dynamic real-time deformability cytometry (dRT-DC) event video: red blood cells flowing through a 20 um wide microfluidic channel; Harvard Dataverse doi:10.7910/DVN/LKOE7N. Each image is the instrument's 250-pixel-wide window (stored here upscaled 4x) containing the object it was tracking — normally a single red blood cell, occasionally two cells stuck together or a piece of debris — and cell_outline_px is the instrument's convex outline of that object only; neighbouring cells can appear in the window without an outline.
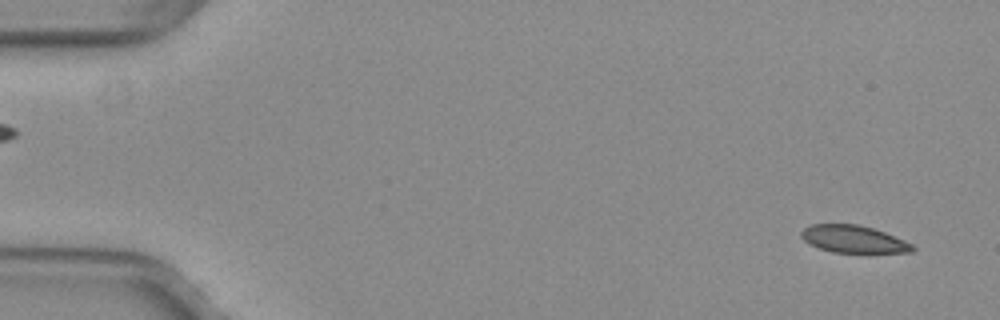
{"species": "common noctule bat (a hibernating species)", "species_latin": "Nyctalus noctula", "temperature_condition": "warm", "stored_images_in_passage": 52, "camera_frame_rate_fps": 3000, "um_per_image_px": 0.085, "animal": {"sex": "female", "body_mass_g": 29.2, "forearm_length_mm": 56.3}, "frame": {"image": 1, "passage_image": 3, "time_ms": 0.667, "image_size_px": [1000, 320], "cell_outline_px": [[916, 248], [912, 252], [832, 252], [820, 248], [804, 240], [800, 236], [800, 232], [804, 228], [812, 224], [856, 224], [872, 228], [884, 232], [904, 240], [912, 244]], "centroid_in_image_um": [72.54, 20.32], "position_along_channel_um": 12.5, "area_um2": 17.46}}
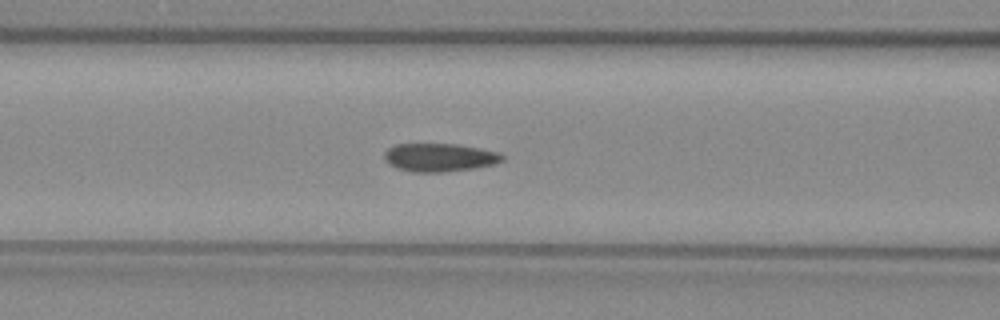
{"frame": {"image": 2, "passage_image": 22, "time_ms": 7.0, "image_size_px": [1000, 320], "cell_outline_px": [[504, 160], [496, 164], [472, 168], [444, 172], [412, 172], [396, 168], [388, 164], [384, 160], [384, 152], [388, 148], [396, 144], [456, 144], [480, 148], [500, 152], [504, 156]], "centroid_in_image_um": [37.35, 13.38], "position_along_channel_um": 129.2, "area_um2": 19.59}}
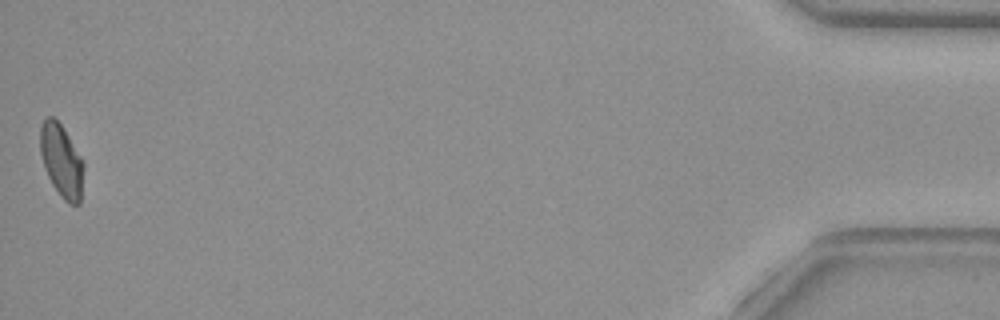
{"frame": {"image": 3, "passage_image": 52, "time_ms": 17.0, "image_size_px": [1000, 320], "cell_outline_px": [[84, 168], [80, 204], [68, 204], [60, 196], [52, 184], [44, 168], [40, 152], [40, 128], [44, 120], [48, 116], [52, 116], [60, 124], [84, 160]], "centroid_in_image_um": [5.24, 13.69], "position_along_channel_um": 430.0, "area_um2": 18.5}, "authors_computed_cell_mechanics": {"area_um2": 19.3052, "velocity_mm_per_s": 3.9925, "shape_relaxation_time_tau1_ms": null, "shape_relaxation_time_tau2_ms": 2.1452, "deformation_change_tau1": null, "deformation_change_tau2": 0.0646}}